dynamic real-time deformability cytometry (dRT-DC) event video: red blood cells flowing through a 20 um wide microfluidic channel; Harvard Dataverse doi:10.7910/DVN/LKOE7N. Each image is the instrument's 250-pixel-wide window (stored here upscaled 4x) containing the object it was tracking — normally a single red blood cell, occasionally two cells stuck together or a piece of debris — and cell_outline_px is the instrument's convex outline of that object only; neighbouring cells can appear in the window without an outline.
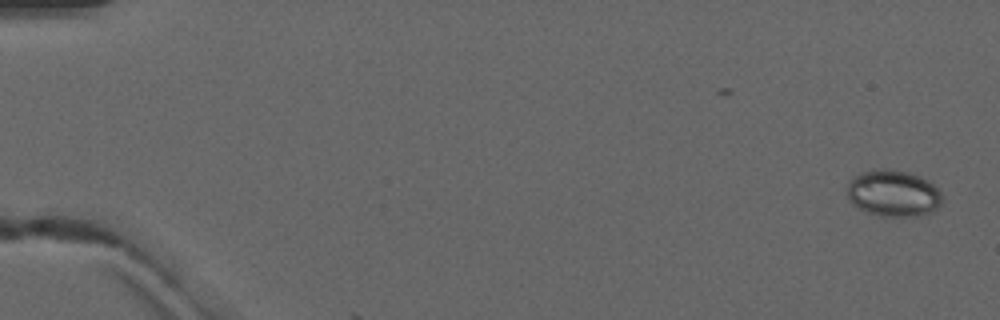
{"species": "common noctule bat (a hibernating species)", "species_latin": "Nyctalus noctula", "temperature_condition": "warm", "stored_images_in_passage": 2, "camera_frame_rate_fps": 3000, "um_per_image_px": 0.085, "animal": {"sex": "male", "forearm_length_mm": 52.5}, "frame": {"image": 1, "passage_image": 2, "time_ms": 1.333, "image_size_px": [1000, 320], "cell_outline_px": [[940, 204], [932, 212], [924, 216], [880, 216], [856, 208], [848, 200], [848, 184], [860, 172], [872, 168], [884, 168], [908, 172], [920, 176], [928, 180], [940, 192]], "centroid_in_image_um": [75.9, 16.43], "position_along_channel_um": 9.1, "area_um2": 25.89}}